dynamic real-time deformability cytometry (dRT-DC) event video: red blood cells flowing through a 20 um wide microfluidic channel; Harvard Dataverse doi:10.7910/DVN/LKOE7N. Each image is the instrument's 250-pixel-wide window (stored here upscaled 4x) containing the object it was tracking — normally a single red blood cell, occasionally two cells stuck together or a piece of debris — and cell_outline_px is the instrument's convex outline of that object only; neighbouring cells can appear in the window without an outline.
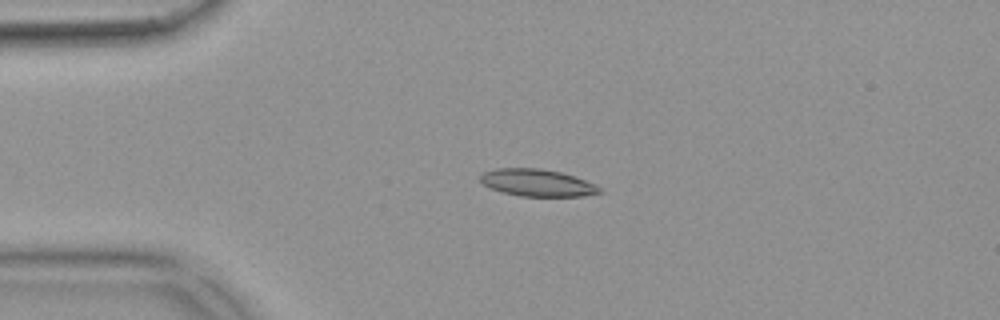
{"species": "common noctule bat (a hibernating species)", "species_latin": "Nyctalus noctula", "temperature_condition": "warm", "stored_images_in_passage": 44, "camera_frame_rate_fps": 3000, "um_per_image_px": 0.085, "animal": {"sex": "female", "body_mass_g": 18.4}, "frame": {"image": 1, "passage_image": 4, "time_ms": 1.0, "image_size_px": [1000, 320], "cell_outline_px": [[604, 192], [584, 196], [520, 196], [504, 192], [492, 188], [484, 184], [480, 180], [480, 176], [484, 172], [496, 168], [540, 168], [560, 172], [596, 184]], "centroid_in_image_um": [45.69, 15.53], "position_along_channel_um": 39.3, "area_um2": 18.67}}
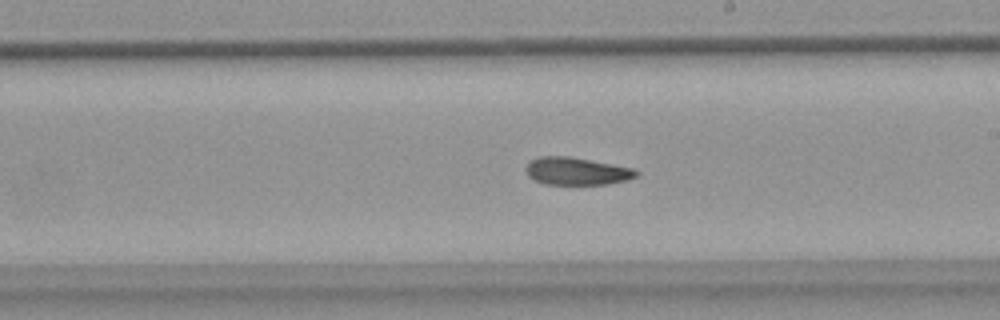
{"frame": {"image": 2, "passage_image": 22, "time_ms": 7.0, "image_size_px": [1000, 320], "cell_outline_px": [[640, 172], [636, 176], [628, 180], [608, 184], [544, 184], [532, 180], [528, 176], [524, 168], [532, 160], [540, 156], [568, 156], [636, 168]], "centroid_in_image_um": [49.03, 14.55], "position_along_channel_um": 240.0, "area_um2": 17.92}}
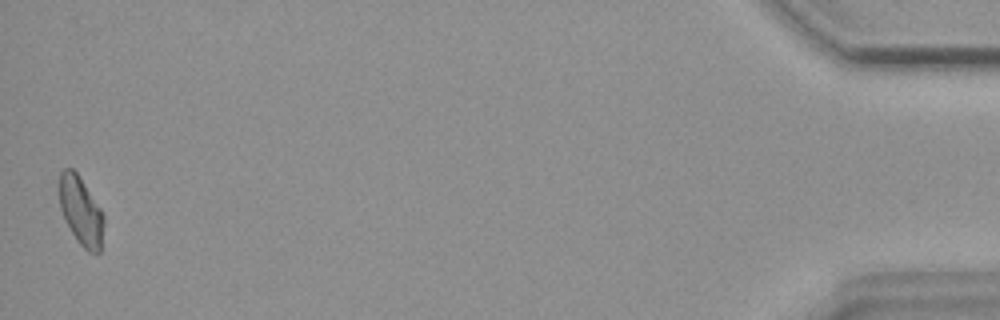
{"frame": {"image": 3, "passage_image": 44, "time_ms": 14.333, "image_size_px": [1000, 320], "cell_outline_px": [[104, 224], [100, 252], [96, 256], [88, 252], [76, 240], [64, 220], [60, 208], [56, 184], [60, 172], [64, 168], [72, 168], [76, 172], [100, 208], [104, 216]], "centroid_in_image_um": [6.83, 17.94], "position_along_channel_um": 428.4, "area_um2": 18.26}, "authors_computed_cell_mechanics": {"area_um2": 18.2648, "velocity_mm_per_s": 3.8378, "shape_relaxation_time_tau1_ms": 9.202, "shape_relaxation_time_tau2_ms": 6.0333, "deformation_change_tau1": 0.1958, "deformation_change_tau2": 0.1438}}